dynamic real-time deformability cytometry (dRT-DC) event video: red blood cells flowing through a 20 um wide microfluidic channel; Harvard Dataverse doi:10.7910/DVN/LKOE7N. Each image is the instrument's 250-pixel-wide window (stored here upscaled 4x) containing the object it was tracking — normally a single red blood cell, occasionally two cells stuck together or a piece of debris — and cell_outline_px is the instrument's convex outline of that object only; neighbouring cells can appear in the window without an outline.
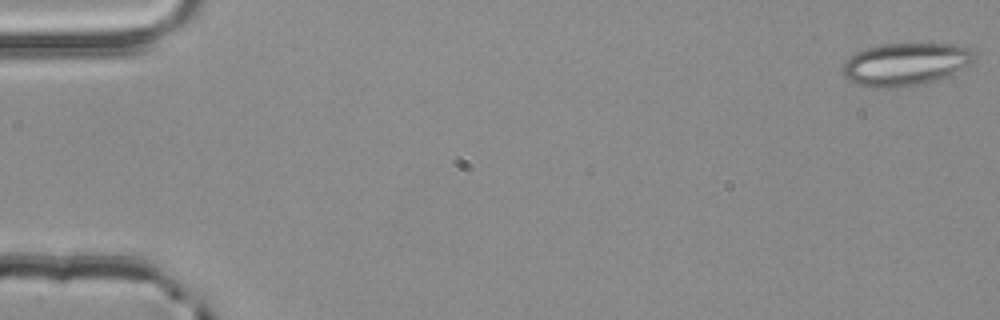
{"species": "common noctule bat (a hibernating species)", "species_latin": "Nyctalus noctula", "temperature_condition": "room temperature", "stored_images_in_passage": 3, "camera_frame_rate_fps": 3000, "um_per_image_px": 0.085, "animal": {"sex": "male", "body_mass_g": 20.4}, "frame": {"image": 1, "passage_image": 1, "time_ms": 0.0, "image_size_px": [1000, 320], "cell_outline_px": [[976, 56], [968, 64], [944, 76], [920, 84], [896, 88], [872, 88], [856, 84], [848, 80], [844, 76], [844, 60], [848, 56], [856, 52], [868, 48], [884, 44], [952, 44], [968, 48]], "centroid_in_image_um": [76.87, 5.46], "position_along_channel_um": 8.1, "area_um2": 32.19}}